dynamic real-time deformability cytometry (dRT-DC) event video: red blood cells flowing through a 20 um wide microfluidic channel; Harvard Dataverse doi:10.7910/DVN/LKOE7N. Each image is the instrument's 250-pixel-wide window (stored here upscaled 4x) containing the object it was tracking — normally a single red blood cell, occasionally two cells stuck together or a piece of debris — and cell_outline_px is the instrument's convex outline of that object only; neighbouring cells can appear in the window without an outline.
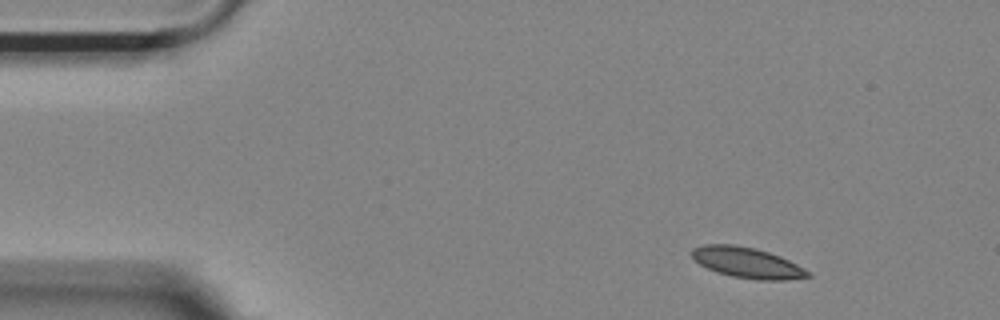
{"species": "Egyptian fruit bat (a non-hibernating species)", "species_latin": "Rousettus aegyptiacus", "temperature_condition": "room temperature", "stored_images_in_passage": 48, "camera_frame_rate_fps": 3000, "um_per_image_px": 0.085, "animal": {"sex": "female"}, "frame": {"image": 1, "passage_image": 1, "time_ms": 0.0, "image_size_px": [1000, 320], "cell_outline_px": [[812, 276], [788, 280], [756, 280], [732, 276], [716, 272], [700, 264], [692, 256], [692, 248], [704, 244], [732, 244], [756, 248], [780, 256], [812, 272]], "centroid_in_image_um": [63.54, 22.33], "position_along_channel_um": 21.5, "area_um2": 20.75}}
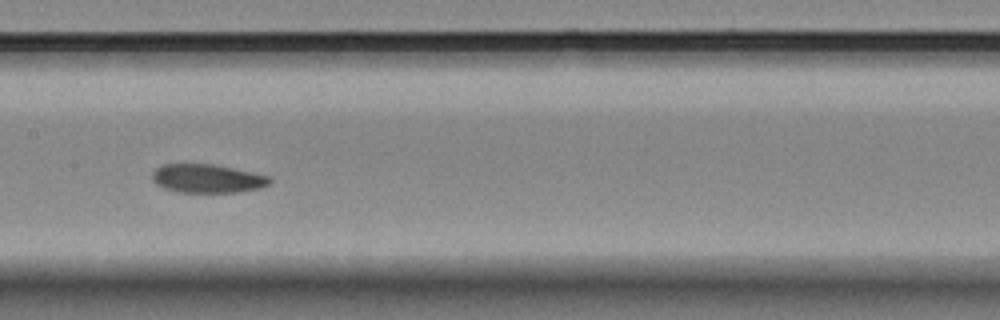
{"frame": {"image": 2, "passage_image": 21, "time_ms": 6.667, "image_size_px": [1000, 320], "cell_outline_px": [[272, 180], [268, 184], [260, 188], [240, 192], [176, 192], [164, 188], [156, 184], [152, 180], [152, 172], [156, 168], [164, 164], [212, 164], [232, 168], [268, 176]], "centroid_in_image_um": [17.58, 15.18], "position_along_channel_um": 189.8, "area_um2": 19.48}}
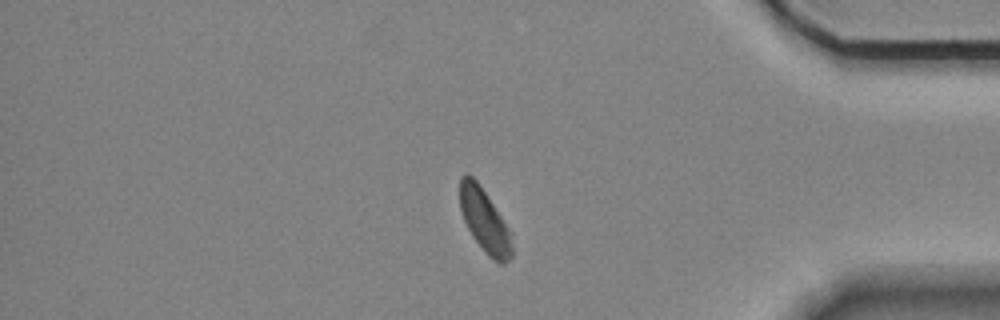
{"frame": {"image": 3, "passage_image": 40, "time_ms": 13.0, "image_size_px": [1000, 320], "cell_outline_px": [[512, 256], [504, 264], [500, 264], [488, 256], [472, 236], [464, 220], [460, 208], [460, 176], [464, 172], [468, 172], [480, 184], [512, 232]], "centroid_in_image_um": [41.2, 18.74], "position_along_channel_um": 394.0, "area_um2": 19.48}}